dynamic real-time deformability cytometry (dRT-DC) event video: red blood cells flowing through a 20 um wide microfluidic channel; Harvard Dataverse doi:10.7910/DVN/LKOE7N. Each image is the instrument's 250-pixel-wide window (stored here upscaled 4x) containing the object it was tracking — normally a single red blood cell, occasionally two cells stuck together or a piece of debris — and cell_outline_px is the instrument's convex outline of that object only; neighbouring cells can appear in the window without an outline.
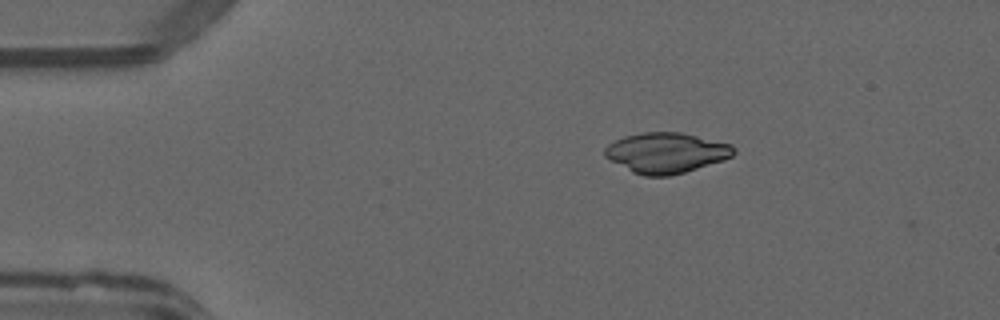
{"species": "common noctule bat (a hibernating species)", "species_latin": "Nyctalus noctula", "temperature_condition": "warm", "stored_images_in_passage": 5, "camera_frame_rate_fps": 3000, "um_per_image_px": 0.085, "animal": {"sex": "male", "forearm_length_mm": 52.5}, "frame": {"image": 1, "passage_image": 1, "time_ms": 0.0, "image_size_px": [1000, 320], "cell_outline_px": [[736, 152], [732, 156], [724, 160], [684, 172], [668, 176], [644, 176], [632, 172], [604, 156], [604, 148], [608, 144], [624, 136], [644, 132], [680, 132], [732, 144], [736, 148]], "centroid_in_image_um": [56.64, 12.98], "position_along_channel_um": 28.4, "area_um2": 30.29}}